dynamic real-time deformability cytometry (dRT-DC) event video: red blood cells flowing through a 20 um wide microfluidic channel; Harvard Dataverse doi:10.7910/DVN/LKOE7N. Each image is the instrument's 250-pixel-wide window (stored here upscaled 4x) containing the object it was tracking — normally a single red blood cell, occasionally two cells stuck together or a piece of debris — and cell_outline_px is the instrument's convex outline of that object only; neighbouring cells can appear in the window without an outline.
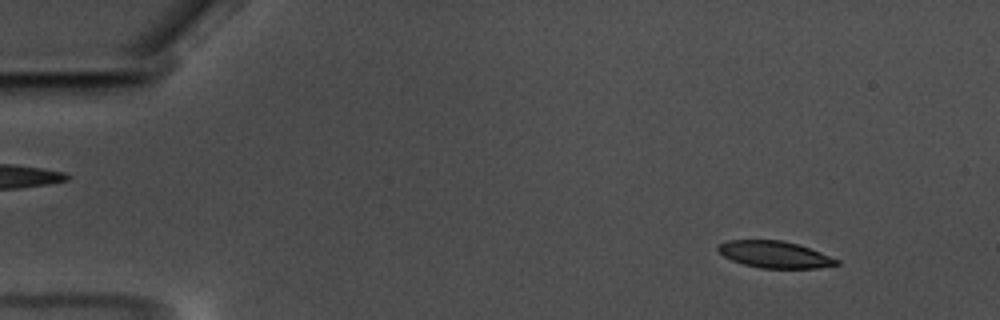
{"species": "common noctule bat (a hibernating species)", "species_latin": "Nyctalus noctula", "temperature_condition": "warm", "stored_images_in_passage": 59, "camera_frame_rate_fps": 3000, "um_per_image_px": 0.085, "animal": {"sex": "male", "body_mass_g": 17.5, "forearm_length_mm": 52.3}, "frame": {"image": 1, "passage_image": 6, "time_ms": 1.667, "image_size_px": [1000, 320], "cell_outline_px": [[840, 264], [816, 268], [760, 268], [744, 264], [732, 260], [724, 256], [716, 248], [716, 244], [728, 240], [780, 240], [796, 244], [820, 252], [840, 260]], "centroid_in_image_um": [65.82, 21.63], "position_along_channel_um": 19.2, "area_um2": 18.38}}
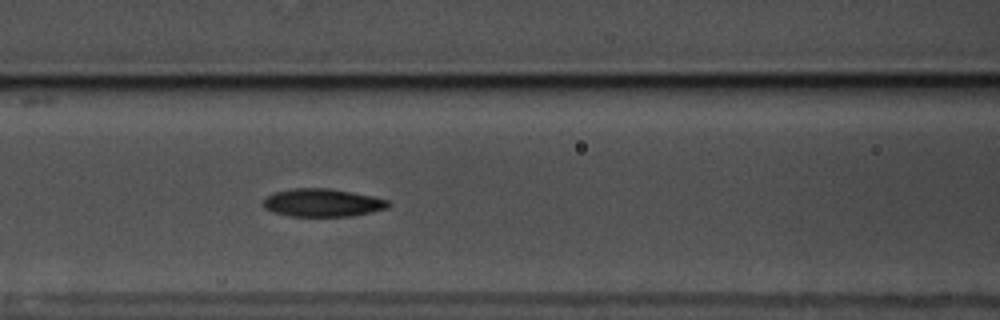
{"frame": {"image": 2, "passage_image": 25, "time_ms": 8.0, "image_size_px": [1000, 320], "cell_outline_px": [[392, 204], [388, 208], [348, 216], [292, 216], [276, 212], [264, 208], [264, 200], [268, 196], [276, 192], [292, 188], [328, 188], [352, 192], [372, 196], [388, 200]], "centroid_in_image_um": [27.44, 17.22], "position_along_channel_um": 139.2, "area_um2": 20.06}}
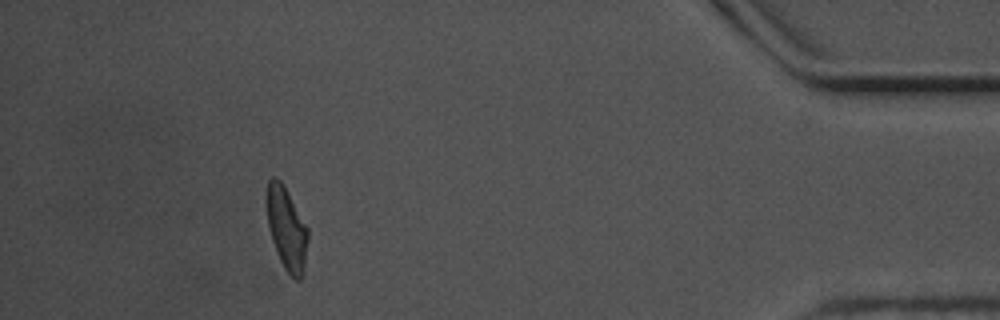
{"frame": {"image": 3, "passage_image": 53, "time_ms": 17.333, "image_size_px": [1000, 320], "cell_outline_px": [[308, 240], [304, 268], [300, 280], [296, 280], [284, 268], [280, 260], [272, 240], [268, 224], [264, 200], [264, 196], [268, 180], [272, 176], [276, 176], [280, 180], [308, 228]], "centroid_in_image_um": [24.32, 19.38], "position_along_channel_um": 410.9, "area_um2": 19.94}, "authors_computed_cell_mechanics": {"area_um2": 20.1722, "velocity_mm_per_s": 3.5151, "shape_relaxation_time_tau1_ms": 3.9363, "shape_relaxation_time_tau2_ms": 2.7234, "deformation_change_tau1": 0.1611, "deformation_change_tau2": 0.0992}}